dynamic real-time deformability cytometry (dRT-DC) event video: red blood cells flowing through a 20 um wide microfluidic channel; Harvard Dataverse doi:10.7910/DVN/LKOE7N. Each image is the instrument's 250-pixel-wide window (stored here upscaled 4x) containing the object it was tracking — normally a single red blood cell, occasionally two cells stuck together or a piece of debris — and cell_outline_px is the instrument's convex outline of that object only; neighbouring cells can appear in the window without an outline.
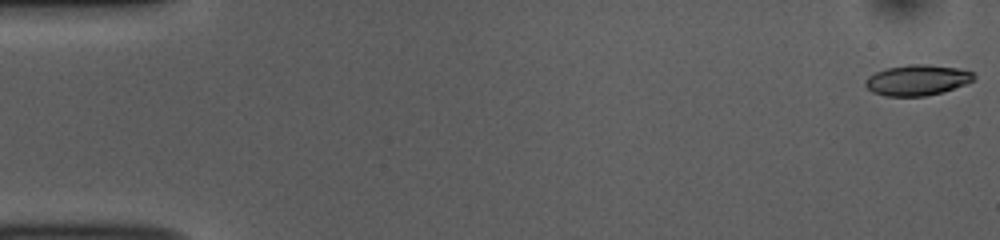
{"species": "common noctule bat (a hibernating species)", "species_latin": "Nyctalus noctula", "temperature_condition": "room temperature", "stored_images_in_passage": 53, "camera_frame_rate_fps": 3000, "um_per_image_px": 0.085, "animal": {"sex": "female", "body_mass_g": 10.0, "forearm_length_mm": 53.1}, "frame": {"image": 1, "passage_image": 1, "time_ms": 0.0, "image_size_px": [1000, 240], "cell_outline_px": [[976, 76], [972, 80], [964, 84], [944, 92], [924, 96], [884, 96], [872, 92], [864, 84], [864, 80], [868, 76], [876, 72], [888, 68], [908, 64], [928, 64], [956, 68], [972, 72]], "centroid_in_image_um": [77.93, 6.81], "position_along_channel_um": 7.1, "area_um2": 19.31}}
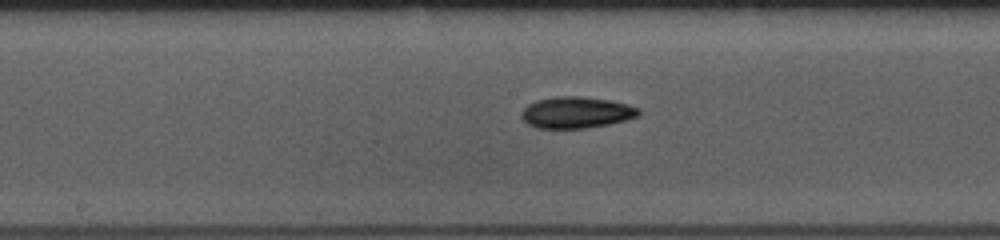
{"frame": {"image": 2, "passage_image": 27, "time_ms": 8.667, "image_size_px": [1000, 240], "cell_outline_px": [[640, 116], [608, 124], [584, 128], [536, 128], [528, 124], [520, 116], [520, 112], [528, 104], [536, 100], [556, 96], [580, 96], [608, 100], [640, 108]], "centroid_in_image_um": [48.95, 9.56], "position_along_channel_um": 199.3, "area_um2": 21.39}}
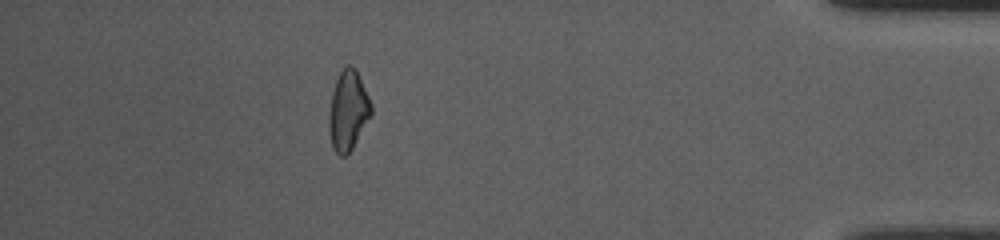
{"frame": {"image": 3, "passage_image": 47, "time_ms": 15.333, "image_size_px": [1000, 240], "cell_outline_px": [[372, 116], [352, 148], [344, 156], [340, 156], [332, 148], [328, 128], [328, 116], [332, 92], [336, 80], [344, 64], [352, 64], [356, 68], [372, 104]], "centroid_in_image_um": [29.59, 9.37], "position_along_channel_um": 405.6, "area_um2": 19.94}, "authors_computed_cell_mechanics": {"area_um2": 19.7676, "velocity_mm_per_s": 3.8171, "shape_relaxation_time_tau1_ms": 3.484, "shape_relaxation_time_tau2_ms": null, "deformation_change_tau1": 0.1065, "deformation_change_tau2": null}}